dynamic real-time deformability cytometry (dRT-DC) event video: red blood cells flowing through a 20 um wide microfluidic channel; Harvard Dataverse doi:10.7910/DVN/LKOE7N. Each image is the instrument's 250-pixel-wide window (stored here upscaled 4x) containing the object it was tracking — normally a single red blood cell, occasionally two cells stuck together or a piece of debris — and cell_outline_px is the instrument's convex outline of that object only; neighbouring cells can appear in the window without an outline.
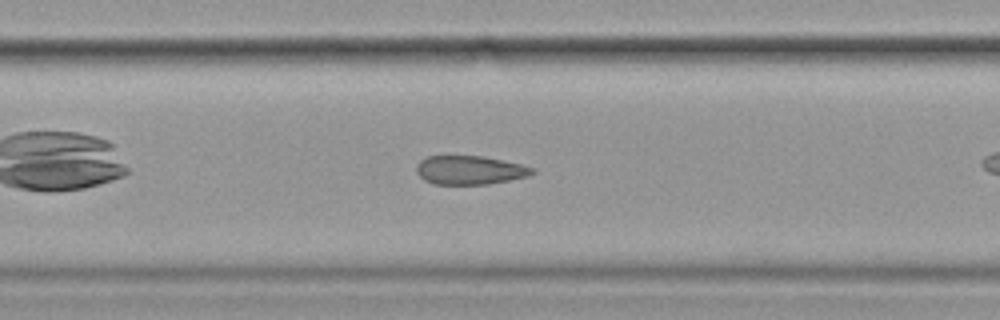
{"species": "common noctule bat (a hibernating species)", "species_latin": "Nyctalus noctula", "temperature_condition": "cold", "stored_images_in_passage": 34, "camera_frame_rate_fps": 3000, "um_per_image_px": 0.085, "animal": {"sex": "female", "body_mass_g": 19.9}, "frame": {"image": 1, "passage_image": 15, "time_ms": 4.667, "image_size_px": [1000, 320], "cell_outline_px": [[536, 172], [528, 176], [488, 184], [432, 184], [424, 180], [416, 172], [416, 164], [420, 160], [428, 156], [484, 156], [520, 164], [536, 168]], "centroid_in_image_um": [39.92, 14.46], "position_along_channel_um": 167.5, "area_um2": 19.48}}